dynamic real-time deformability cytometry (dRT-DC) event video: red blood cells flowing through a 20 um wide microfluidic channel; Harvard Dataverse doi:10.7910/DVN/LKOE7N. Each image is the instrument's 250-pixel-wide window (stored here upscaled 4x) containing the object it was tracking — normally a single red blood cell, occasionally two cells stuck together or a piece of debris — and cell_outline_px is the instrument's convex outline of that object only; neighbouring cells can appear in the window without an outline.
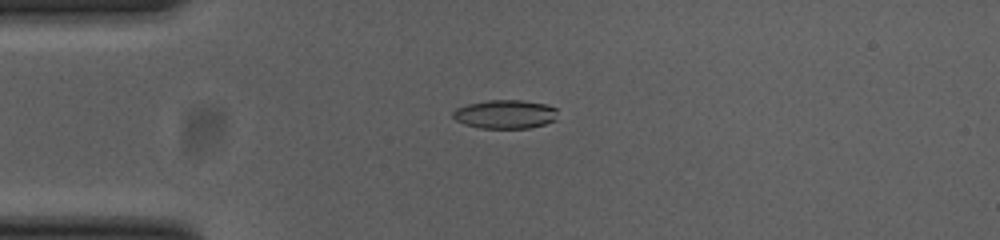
{"species": "common noctule bat (a hibernating species)", "species_latin": "Nyctalus noctula", "temperature_condition": "cold", "stored_images_in_passage": 43, "camera_frame_rate_fps": 3000, "um_per_image_px": 0.085, "animal": {"sex": "female", "body_mass_g": 23.0, "forearm_length_mm": 53.4}, "frame": {"image": 1, "passage_image": 2, "time_ms": 0.333, "image_size_px": [1000, 240], "cell_outline_px": [[556, 120], [544, 124], [528, 128], [480, 128], [464, 124], [456, 120], [452, 116], [452, 112], [456, 108], [468, 104], [488, 100], [520, 100], [548, 104], [556, 108]], "centroid_in_image_um": [42.94, 9.7], "position_along_channel_um": 42.1, "area_um2": 17.57}}
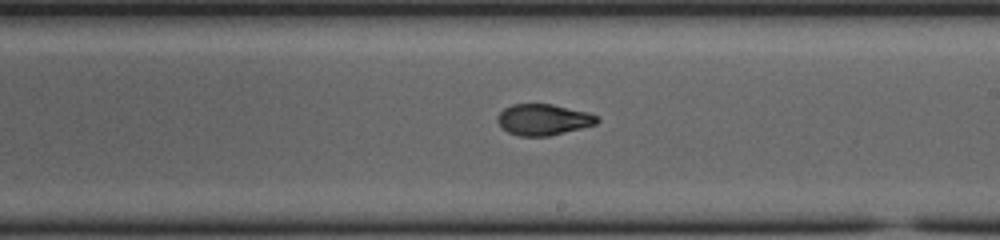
{"frame": {"image": 2, "passage_image": 20, "time_ms": 6.333, "image_size_px": [1000, 240], "cell_outline_px": [[600, 120], [596, 124], [548, 136], [520, 136], [508, 132], [496, 120], [496, 116], [504, 108], [512, 104], [552, 104], [588, 112], [600, 116]], "centroid_in_image_um": [46.19, 10.15], "position_along_channel_um": 242.8, "area_um2": 18.03}}
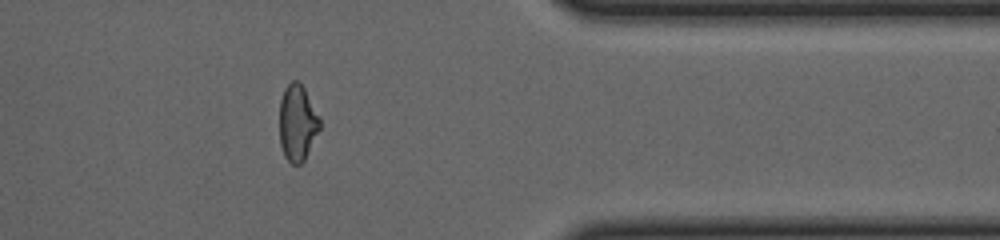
{"frame": {"image": 3, "passage_image": 33, "time_ms": 10.667, "image_size_px": [1000, 240], "cell_outline_px": [[320, 128], [304, 160], [300, 164], [292, 164], [284, 156], [280, 144], [280, 100], [284, 88], [292, 80], [300, 80], [320, 116]], "centroid_in_image_um": [25.28, 10.4], "position_along_channel_um": 386.1, "area_um2": 18.03}, "authors_computed_cell_mechanics": {"area_um2": 18.496, "velocity_mm_per_s": 3.7207, "shape_relaxation_time_tau1_ms": 8.0739, "shape_relaxation_time_tau2_ms": 1.9628, "deformation_change_tau1": 0.2132, "deformation_change_tau2": 0.0746}}